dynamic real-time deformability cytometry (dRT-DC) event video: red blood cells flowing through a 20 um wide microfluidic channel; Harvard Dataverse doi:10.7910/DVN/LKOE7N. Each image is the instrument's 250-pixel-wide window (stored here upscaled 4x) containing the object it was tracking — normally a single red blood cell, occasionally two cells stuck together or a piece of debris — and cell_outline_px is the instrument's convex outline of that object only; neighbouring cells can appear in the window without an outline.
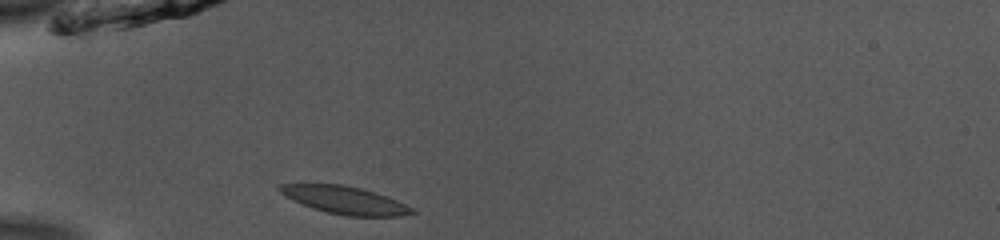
{"species": "common noctule bat (a hibernating species)", "species_latin": "Nyctalus noctula", "temperature_condition": "room temperature", "stored_images_in_passage": 37, "camera_frame_rate_fps": 3000, "um_per_image_px": 0.085, "animal": {"sex": "male", "body_mass_g": 13.0, "forearm_length_mm": 53.1}, "frame": {"image": 1, "passage_image": 1, "time_ms": 0.0, "image_size_px": [1000, 240], "cell_outline_px": [[416, 212], [400, 216], [348, 216], [328, 212], [292, 200], [280, 192], [276, 188], [280, 184], [344, 184], [360, 188], [388, 196], [412, 208]], "centroid_in_image_um": [29.31, 17.0], "position_along_channel_um": 55.7, "area_um2": 20.98}}
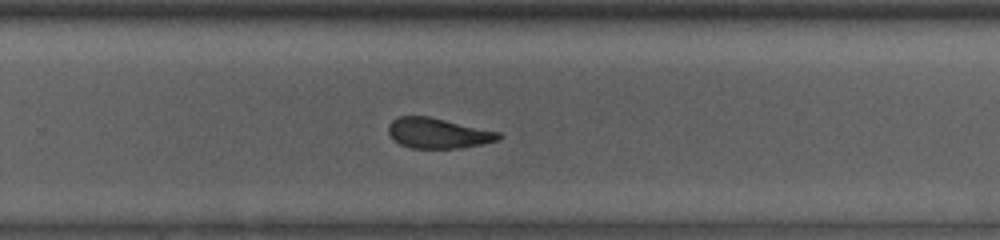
{"frame": {"image": 2, "passage_image": 20, "time_ms": 6.333, "image_size_px": [1000, 240], "cell_outline_px": [[504, 136], [500, 140], [460, 148], [412, 148], [400, 144], [388, 132], [388, 124], [392, 120], [400, 116], [428, 116], [500, 132]], "centroid_in_image_um": [37.26, 11.32], "position_along_channel_um": 292.5, "area_um2": 19.36}}
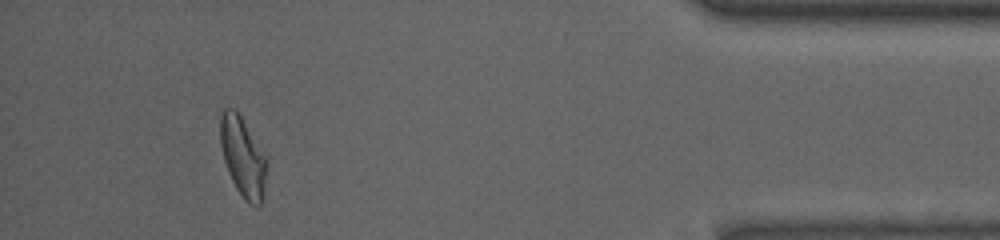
{"frame": {"image": 3, "passage_image": 33, "time_ms": 10.667, "image_size_px": [1000, 240], "cell_outline_px": [[268, 160], [264, 188], [260, 204], [248, 204], [244, 200], [236, 188], [228, 172], [224, 160], [220, 144], [220, 116], [224, 108], [232, 108], [240, 116]], "centroid_in_image_um": [20.63, 13.35], "position_along_channel_um": 414.6, "area_um2": 21.15}, "authors_computed_cell_mechanics": {"area_um2": 20.7502, "velocity_mm_per_s": 3.9075, "shape_relaxation_time_tau1_ms": 6.3875, "shape_relaxation_time_tau2_ms": 3.2781, "deformation_change_tau1": 0.1543, "deformation_change_tau2": 0.0636}}